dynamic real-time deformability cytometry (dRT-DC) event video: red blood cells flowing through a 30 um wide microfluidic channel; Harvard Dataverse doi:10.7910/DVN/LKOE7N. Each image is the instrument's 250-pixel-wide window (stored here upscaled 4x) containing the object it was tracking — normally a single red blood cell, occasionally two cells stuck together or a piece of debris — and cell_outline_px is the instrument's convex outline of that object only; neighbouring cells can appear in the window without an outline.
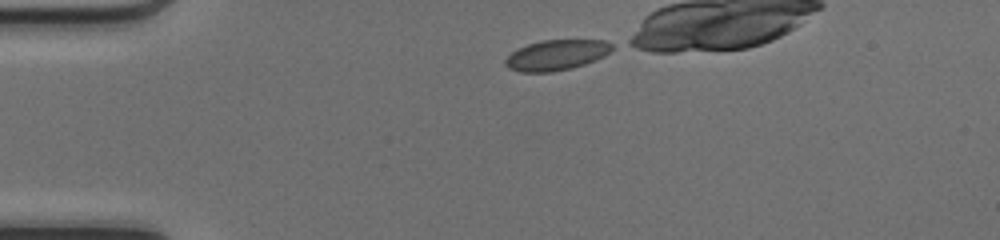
{"species": "common noctule bat (a hibernating species)", "species_latin": "Nyctalus noctula", "temperature_condition": "cold", "stored_images_in_passage": 30, "camera_frame_rate_fps": 3000, "um_per_image_px": 0.085, "animal": {"sex": "female", "body_mass_g": 17.0, "forearm_length_mm": 48.0}, "frame": {"image": 1, "passage_image": 1, "time_ms": 0.0, "image_size_px": [1000, 240], "cell_outline_px": [[612, 48], [604, 56], [596, 60], [572, 68], [552, 72], [520, 72], [508, 68], [504, 64], [504, 60], [512, 52], [528, 44], [540, 40], [604, 40], [612, 44]], "centroid_in_image_um": [47.27, 4.68], "position_along_channel_um": 37.7, "area_um2": 18.84}}
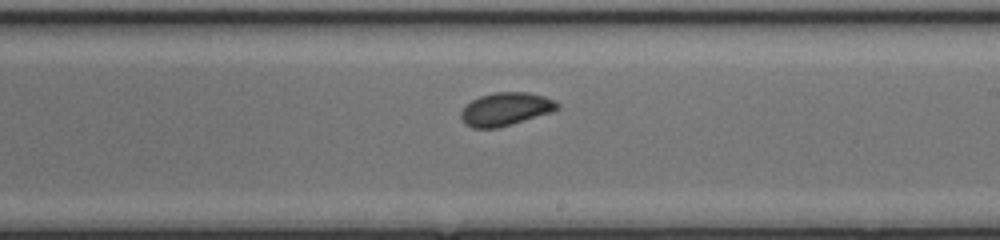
{"frame": {"image": 2, "passage_image": 19, "time_ms": 6.0, "image_size_px": [1000, 240], "cell_outline_px": [[560, 108], [552, 112], [512, 124], [496, 128], [472, 128], [464, 124], [460, 116], [460, 112], [472, 100], [480, 96], [496, 92], [528, 92], [544, 96], [556, 100], [560, 104]], "centroid_in_image_um": [43.0, 9.27], "position_along_channel_um": 246.0, "area_um2": 18.67}}
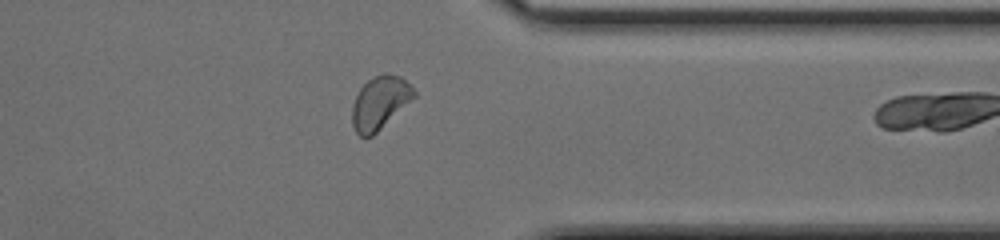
{"frame": {"image": 3, "passage_image": 29, "time_ms": 9.333, "image_size_px": [1000, 240], "cell_outline_px": [[416, 96], [372, 136], [360, 136], [356, 132], [352, 124], [352, 104], [360, 88], [368, 80], [384, 72], [400, 76], [416, 92]], "centroid_in_image_um": [32.27, 8.72], "position_along_channel_um": 379.1, "area_um2": 18.79}}